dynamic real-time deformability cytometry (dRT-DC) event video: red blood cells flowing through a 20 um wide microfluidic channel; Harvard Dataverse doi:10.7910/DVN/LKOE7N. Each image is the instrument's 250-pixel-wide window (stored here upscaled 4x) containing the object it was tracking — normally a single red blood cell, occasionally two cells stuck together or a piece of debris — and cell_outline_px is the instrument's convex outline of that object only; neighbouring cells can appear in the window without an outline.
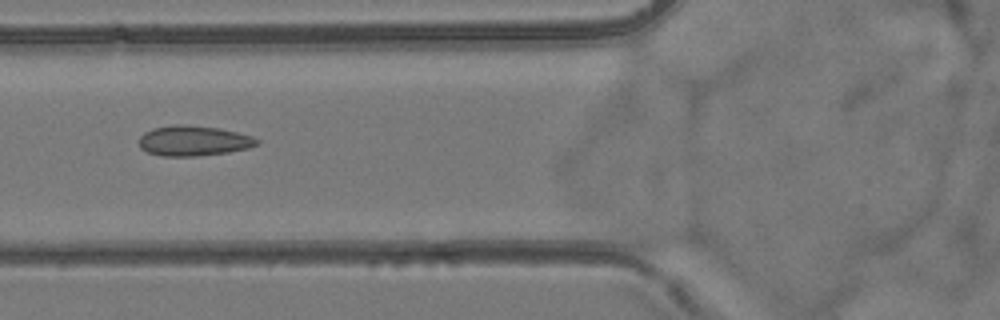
{"species": "common noctule bat (a hibernating species)", "species_latin": "Nyctalus noctula", "temperature_condition": "room temperature", "stored_images_in_passage": 5, "camera_frame_rate_fps": 3000, "um_per_image_px": 0.085, "animal": {"sex": "female", "body_mass_g": 24.6, "forearm_length_mm": 56.2}, "frame": {"image": 1, "passage_image": 5, "time_ms": 5.333, "image_size_px": [1000, 320], "cell_outline_px": [[260, 144], [248, 148], [228, 152], [196, 156], [160, 156], [148, 152], [140, 148], [140, 136], [144, 132], [152, 128], [172, 124], [184, 124], [220, 128], [252, 136], [260, 140]], "centroid_in_image_um": [16.45, 11.96], "position_along_channel_um": 109.4, "area_um2": 20.92}}